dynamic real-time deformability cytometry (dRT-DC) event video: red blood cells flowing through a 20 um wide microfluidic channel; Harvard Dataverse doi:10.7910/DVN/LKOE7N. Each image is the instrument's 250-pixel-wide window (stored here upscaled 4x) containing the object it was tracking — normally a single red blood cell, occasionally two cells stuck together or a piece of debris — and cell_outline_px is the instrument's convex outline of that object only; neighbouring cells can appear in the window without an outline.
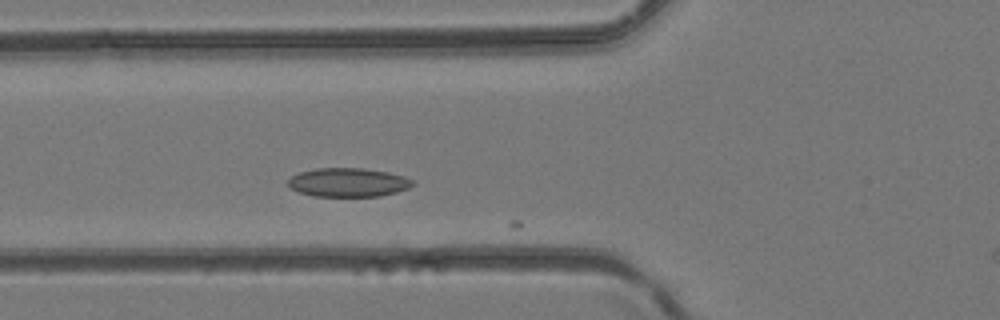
{"species": "common noctule bat (a hibernating species)", "species_latin": "Nyctalus noctula", "temperature_condition": "room temperature", "stored_images_in_passage": 9, "camera_frame_rate_fps": 3000, "um_per_image_px": 0.085, "animal": {"sex": "female", "body_mass_g": 24.6, "forearm_length_mm": 56.2}, "frame": {"image": 1, "passage_image": 8, "time_ms": 2.333, "image_size_px": [1000, 320], "cell_outline_px": [[416, 184], [408, 188], [396, 192], [380, 196], [312, 196], [288, 188], [288, 180], [292, 176], [300, 172], [316, 168], [364, 168], [388, 172], [404, 176], [416, 180]], "centroid_in_image_um": [29.62, 15.5], "position_along_channel_um": 96.2, "area_um2": 21.1}}